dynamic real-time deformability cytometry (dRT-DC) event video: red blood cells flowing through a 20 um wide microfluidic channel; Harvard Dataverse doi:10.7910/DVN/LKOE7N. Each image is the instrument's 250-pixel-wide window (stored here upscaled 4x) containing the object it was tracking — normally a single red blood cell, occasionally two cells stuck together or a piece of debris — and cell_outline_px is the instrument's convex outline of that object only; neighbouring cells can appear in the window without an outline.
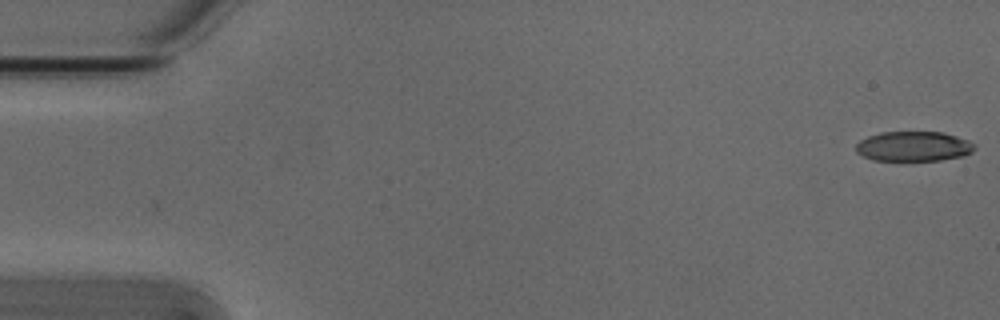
{"species": "Egyptian fruit bat (a non-hibernating species)", "species_latin": "Rousettus aegyptiacus", "temperature_condition": "cold", "stored_images_in_passage": 5, "camera_frame_rate_fps": 3000, "um_per_image_px": 0.085, "animal": {"sex": "male"}, "frame": {"image": 1, "passage_image": 1, "time_ms": 0.0, "image_size_px": [1000, 320], "cell_outline_px": [[976, 148], [972, 152], [964, 156], [940, 160], [872, 160], [856, 152], [856, 144], [860, 140], [868, 136], [880, 132], [944, 132], [968, 140], [976, 144]], "centroid_in_image_um": [77.68, 12.43], "position_along_channel_um": 7.3, "area_um2": 20.75}}
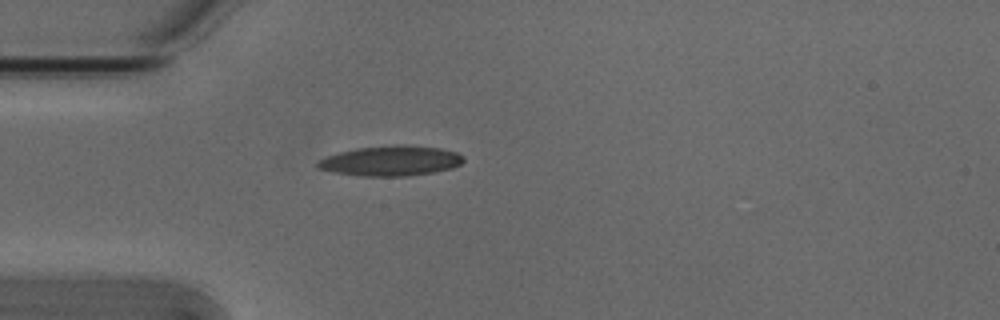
{"frame": {"image": 2, "passage_image": 5, "time_ms": 1.333, "image_size_px": [1000, 320], "cell_outline_px": [[464, 160], [460, 164], [452, 168], [432, 172], [408, 176], [364, 176], [332, 172], [316, 168], [316, 164], [320, 160], [328, 156], [340, 152], [356, 148], [396, 144], [404, 144], [440, 148], [456, 152], [464, 156]], "centroid_in_image_um": [33.23, 13.66], "position_along_channel_um": 51.8, "area_um2": 25.61}}